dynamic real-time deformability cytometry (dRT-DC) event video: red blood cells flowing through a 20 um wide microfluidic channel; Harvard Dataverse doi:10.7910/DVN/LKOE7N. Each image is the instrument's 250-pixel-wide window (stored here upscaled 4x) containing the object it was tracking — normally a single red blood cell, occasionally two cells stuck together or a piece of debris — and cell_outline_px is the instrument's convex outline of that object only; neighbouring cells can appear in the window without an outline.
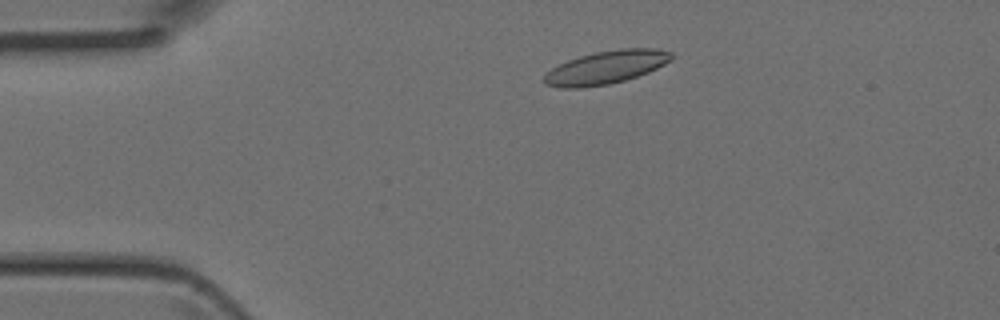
{"species": "Egyptian fruit bat (a non-hibernating species)", "species_latin": "Rousettus aegyptiacus", "temperature_condition": "room temperature", "stored_images_in_passage": 3, "camera_frame_rate_fps": 3000, "um_per_image_px": 0.085, "animal": {"sex": "female"}, "frame": {"image": 1, "passage_image": 2, "time_ms": 0.333, "image_size_px": [1000, 320], "cell_outline_px": [[672, 60], [648, 72], [624, 80], [608, 84], [580, 88], [560, 88], [544, 84], [540, 80], [552, 68], [568, 60], [580, 56], [596, 52], [620, 48], [656, 48], [672, 52]], "centroid_in_image_um": [51.49, 5.72], "position_along_channel_um": 33.5, "area_um2": 24.51}}